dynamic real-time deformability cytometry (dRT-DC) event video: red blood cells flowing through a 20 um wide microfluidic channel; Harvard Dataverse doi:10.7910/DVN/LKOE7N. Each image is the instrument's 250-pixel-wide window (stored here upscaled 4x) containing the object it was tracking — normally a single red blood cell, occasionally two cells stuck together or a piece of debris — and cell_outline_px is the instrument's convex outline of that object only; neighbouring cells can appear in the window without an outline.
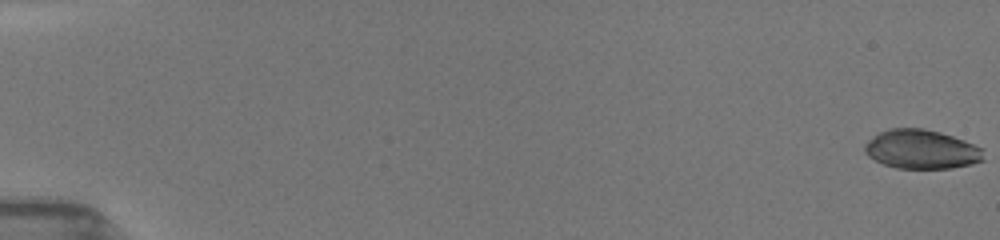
{"species": "common noctule bat (a hibernating species)", "species_latin": "Nyctalus noctula", "temperature_condition": "room temperature", "stored_images_in_passage": 23, "camera_frame_rate_fps": 3000, "um_per_image_px": 0.085, "animal": {"sex": "female", "body_mass_g": 19.5, "forearm_length_mm": 54.1}, "frame": {"image": 1, "passage_image": 1, "time_ms": 0.0, "image_size_px": [1000, 240], "cell_outline_px": [[984, 160], [972, 164], [952, 168], [896, 168], [884, 164], [868, 156], [864, 152], [864, 144], [872, 136], [888, 128], [924, 128], [940, 132], [964, 140], [984, 148]], "centroid_in_image_um": [78.33, 12.69], "position_along_channel_um": 6.7, "area_um2": 27.28}}
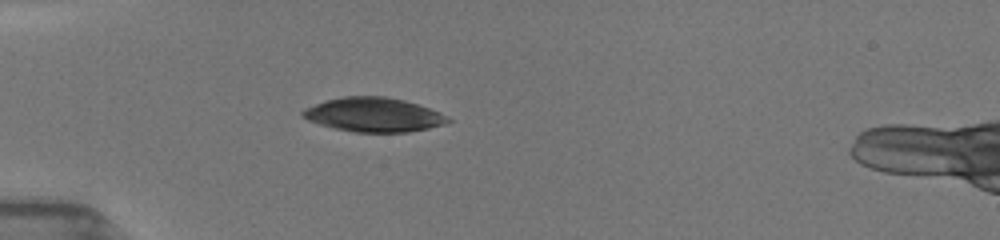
{"frame": {"image": 2, "passage_image": 20, "time_ms": 5.333, "image_size_px": [1000, 240], "cell_outline_px": [[452, 120], [444, 124], [428, 128], [408, 132], [356, 132], [332, 128], [308, 120], [300, 116], [300, 112], [304, 108], [324, 100], [344, 96], [384, 96], [404, 100], [440, 112]], "centroid_in_image_um": [31.71, 9.75], "position_along_channel_um": 53.3, "area_um2": 28.96}}